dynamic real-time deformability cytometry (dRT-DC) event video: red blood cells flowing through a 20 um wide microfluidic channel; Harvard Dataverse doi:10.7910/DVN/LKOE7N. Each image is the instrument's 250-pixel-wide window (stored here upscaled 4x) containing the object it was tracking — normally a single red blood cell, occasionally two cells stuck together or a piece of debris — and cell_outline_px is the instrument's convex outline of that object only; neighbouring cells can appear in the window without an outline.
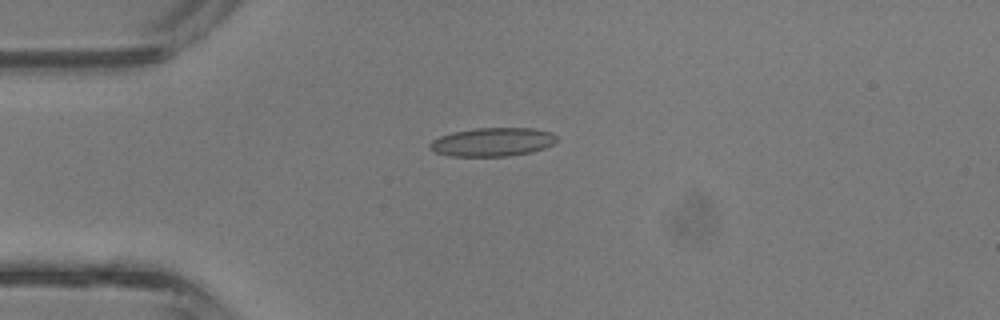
{"species": "common noctule bat (a hibernating species)", "species_latin": "Nyctalus noctula", "temperature_condition": "room temperature", "stored_images_in_passage": 34, "camera_frame_rate_fps": 3000, "um_per_image_px": 0.085, "animal": {"sex": "male", "body_mass_g": 13.3}, "frame": {"image": 1, "passage_image": 2, "time_ms": 0.333, "image_size_px": [1000, 320], "cell_outline_px": [[556, 140], [552, 144], [544, 148], [528, 152], [508, 156], [448, 156], [436, 152], [428, 148], [428, 144], [432, 140], [440, 136], [452, 132], [476, 128], [532, 128], [552, 132], [556, 136]], "centroid_in_image_um": [41.82, 12.06], "position_along_channel_um": 43.2, "area_um2": 21.1}}
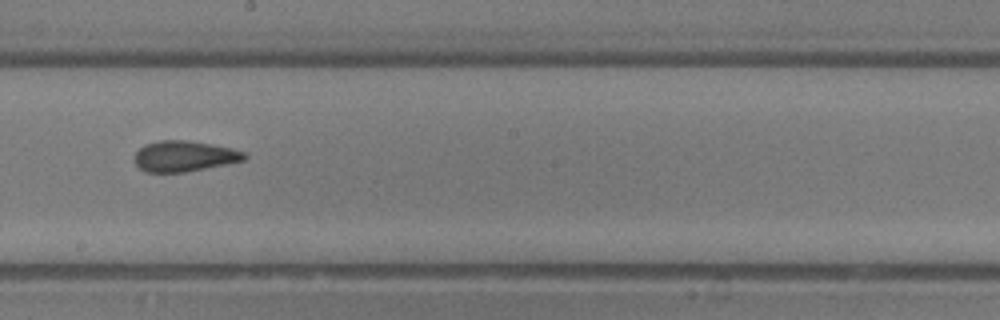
{"frame": {"image": 2, "passage_image": 15, "time_ms": 4.667, "image_size_px": [1000, 320], "cell_outline_px": [[248, 156], [244, 160], [184, 172], [144, 172], [136, 164], [136, 152], [144, 144], [160, 140], [184, 140], [212, 144], [232, 148], [248, 152]], "centroid_in_image_um": [15.68, 13.26], "position_along_channel_um": 232.5, "area_um2": 19.54}}
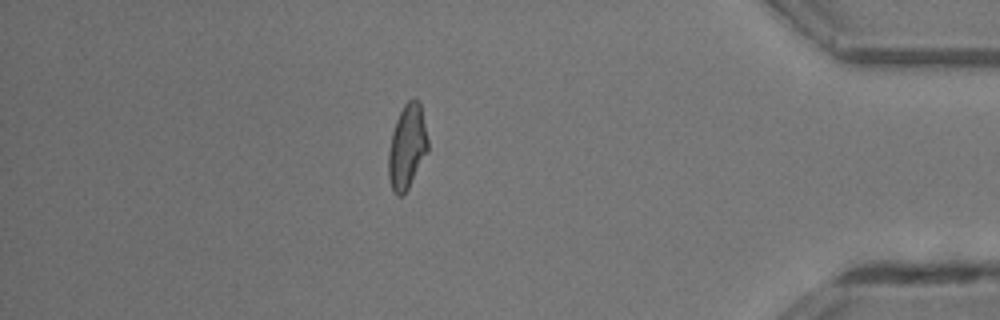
{"frame": {"image": 3, "passage_image": 28, "time_ms": 9.0, "image_size_px": [1000, 320], "cell_outline_px": [[428, 152], [408, 188], [400, 196], [396, 196], [392, 192], [388, 176], [388, 152], [392, 132], [396, 120], [404, 104], [412, 96], [416, 96], [420, 100], [428, 140]], "centroid_in_image_um": [34.6, 12.44], "position_along_channel_um": 400.6, "area_um2": 19.71}, "authors_computed_cell_mechanics": {"area_um2": 19.5364, "velocity_mm_per_s": 4.8592, "shape_relaxation_time_tau1_ms": null, "shape_relaxation_time_tau2_ms": 1.6169, "deformation_change_tau1": null, "deformation_change_tau2": 0.0884}}